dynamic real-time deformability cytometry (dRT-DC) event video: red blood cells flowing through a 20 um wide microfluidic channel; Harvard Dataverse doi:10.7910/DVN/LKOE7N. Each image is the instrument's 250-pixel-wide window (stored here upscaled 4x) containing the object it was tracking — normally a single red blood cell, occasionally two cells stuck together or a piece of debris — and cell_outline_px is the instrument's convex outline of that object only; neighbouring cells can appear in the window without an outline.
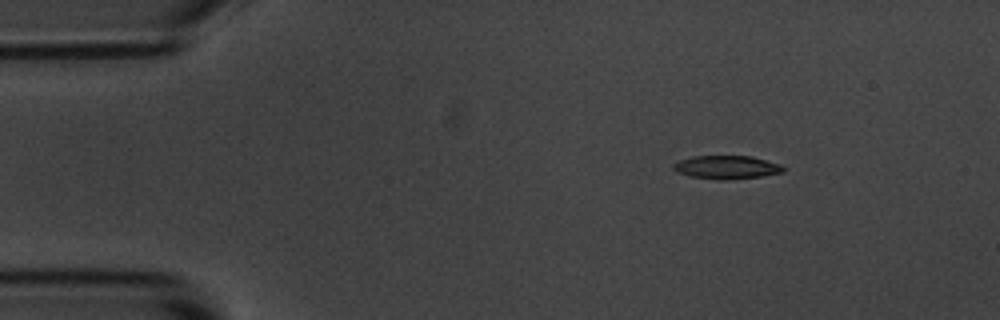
{"species": "common noctule bat (a hibernating species)", "species_latin": "Nyctalus noctula", "temperature_condition": "room temperature", "stored_images_in_passage": 4, "segment_of_instrument_passage": [1, 2], "camera_frame_rate_fps": 3000, "um_per_image_px": 0.085, "animal": {"sex": "male", "body_mass_g": 20.1, "forearm_length_mm": 53.5}, "frame": {"image": 1, "passage_image": 1, "time_ms": 0.0, "image_size_px": [1000, 320], "cell_outline_px": [[784, 172], [760, 176], [724, 180], [720, 180], [688, 176], [676, 172], [672, 168], [672, 164], [680, 160], [692, 156], [752, 156], [780, 164], [784, 168]], "centroid_in_image_um": [61.72, 14.21], "position_along_channel_um": 23.3, "area_um2": 14.97}}